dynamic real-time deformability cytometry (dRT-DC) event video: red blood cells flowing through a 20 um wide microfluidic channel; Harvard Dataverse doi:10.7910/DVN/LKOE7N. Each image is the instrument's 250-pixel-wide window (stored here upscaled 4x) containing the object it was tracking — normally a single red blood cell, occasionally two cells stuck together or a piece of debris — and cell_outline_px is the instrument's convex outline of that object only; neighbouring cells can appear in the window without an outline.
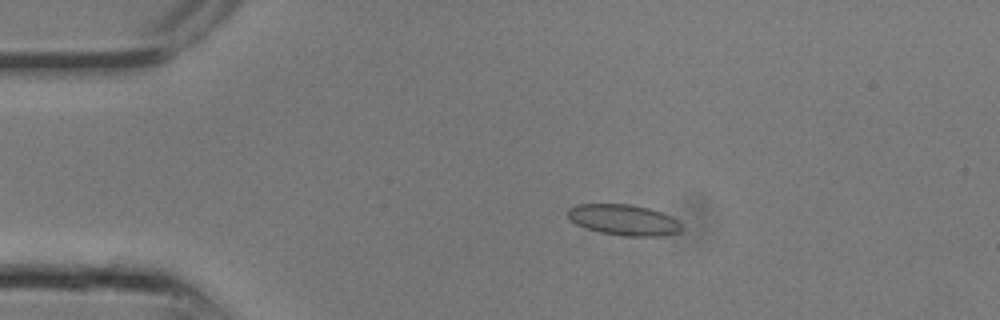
{"species": "common noctule bat (a hibernating species)", "species_latin": "Nyctalus noctula", "temperature_condition": "room temperature", "stored_images_in_passage": 15, "camera_frame_rate_fps": 3000, "um_per_image_px": 0.085, "animal": {"sex": "male", "body_mass_g": 13.3}, "frame": {"image": 1, "passage_image": 6, "time_ms": 1.667, "image_size_px": [1000, 320], "cell_outline_px": [[680, 232], [660, 236], [624, 236], [600, 232], [576, 224], [568, 220], [568, 208], [576, 204], [628, 204], [648, 208], [672, 216], [680, 224]], "centroid_in_image_um": [52.98, 18.69], "position_along_channel_um": 32.0, "area_um2": 20.35}}
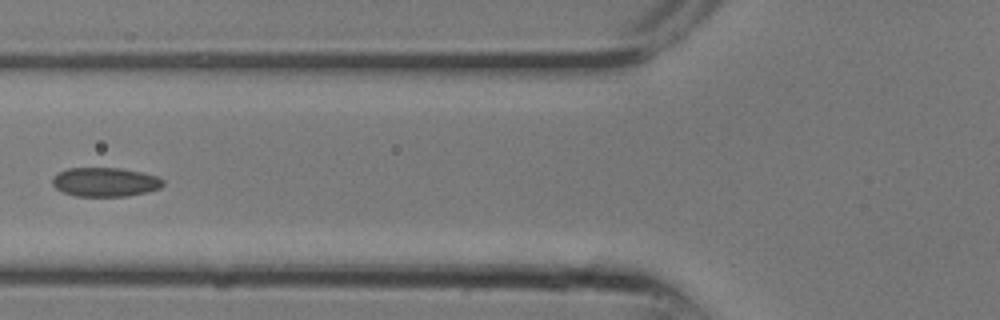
{"frame": {"image": 2, "passage_image": 11, "time_ms": 3.333, "image_size_px": [1000, 320], "cell_outline_px": [[164, 184], [160, 188], [148, 192], [128, 196], [76, 196], [64, 192], [56, 188], [52, 184], [52, 176], [56, 172], [68, 168], [120, 168], [144, 172], [156, 176], [164, 180]], "centroid_in_image_um": [8.94, 15.46], "position_along_channel_um": 116.9, "area_um2": 18.96}}
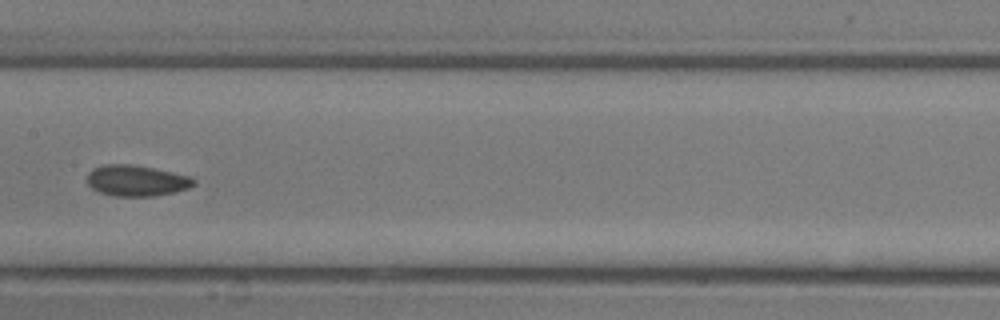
{"frame": {"image": 3, "passage_image": 14, "time_ms": 4.333, "image_size_px": [1000, 320], "cell_outline_px": [[196, 184], [188, 188], [156, 196], [112, 196], [100, 192], [92, 188], [88, 184], [88, 172], [92, 168], [104, 164], [132, 164], [192, 176], [196, 180]], "centroid_in_image_um": [11.6, 15.35], "position_along_channel_um": 195.8, "area_um2": 19.31}}